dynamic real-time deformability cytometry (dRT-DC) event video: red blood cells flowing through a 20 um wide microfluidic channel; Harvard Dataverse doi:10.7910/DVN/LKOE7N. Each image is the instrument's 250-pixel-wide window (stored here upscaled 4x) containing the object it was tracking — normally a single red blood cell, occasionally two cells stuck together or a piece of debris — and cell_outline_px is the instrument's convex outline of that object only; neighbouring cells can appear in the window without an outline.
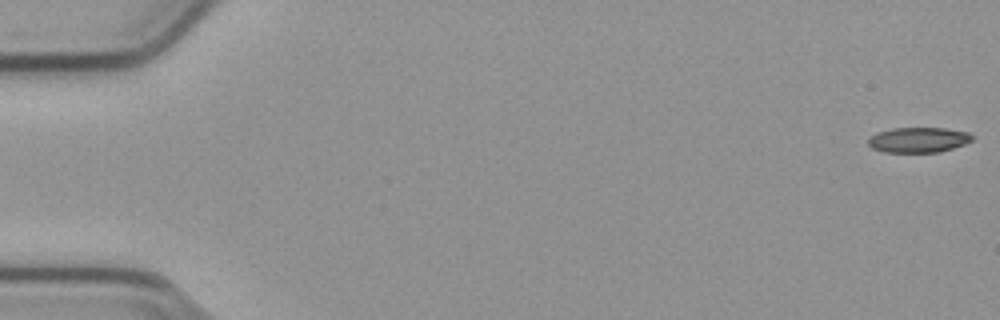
{"species": "common noctule bat (a hibernating species)", "species_latin": "Nyctalus noctula", "temperature_condition": "cold", "stored_images_in_passage": 55, "camera_frame_rate_fps": 3000, "um_per_image_px": 0.085, "animal": {"sex": "male", "body_mass_g": 23.1, "forearm_length_mm": 52.7}, "frame": {"image": 1, "passage_image": 1, "time_ms": 0.0, "image_size_px": [1000, 320], "cell_outline_px": [[972, 140], [964, 144], [940, 152], [884, 152], [872, 148], [868, 144], [868, 140], [876, 132], [892, 128], [944, 128], [968, 132], [972, 136]], "centroid_in_image_um": [78.05, 11.89], "position_along_channel_um": 7.0, "area_um2": 15.2}}
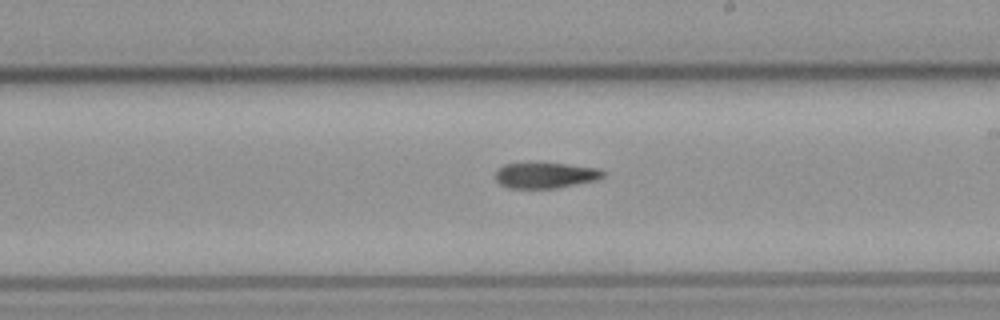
{"frame": {"image": 2, "passage_image": 32, "time_ms": 10.333, "image_size_px": [1000, 320], "cell_outline_px": [[604, 176], [596, 180], [556, 188], [508, 188], [500, 184], [496, 180], [496, 172], [504, 164], [528, 160], [568, 164], [600, 168], [604, 172]], "centroid_in_image_um": [46.33, 14.85], "position_along_channel_um": 242.7, "area_um2": 16.76}}
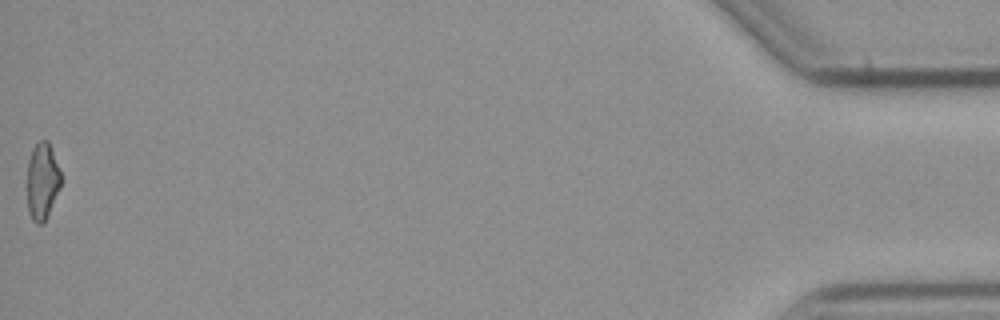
{"frame": {"image": 3, "passage_image": 55, "time_ms": 18.0, "image_size_px": [1000, 320], "cell_outline_px": [[60, 188], [48, 216], [44, 224], [36, 224], [32, 220], [28, 212], [28, 160], [32, 148], [40, 140], [48, 140], [60, 172]], "centroid_in_image_um": [3.59, 15.44], "position_along_channel_um": 431.6, "area_um2": 15.09}}